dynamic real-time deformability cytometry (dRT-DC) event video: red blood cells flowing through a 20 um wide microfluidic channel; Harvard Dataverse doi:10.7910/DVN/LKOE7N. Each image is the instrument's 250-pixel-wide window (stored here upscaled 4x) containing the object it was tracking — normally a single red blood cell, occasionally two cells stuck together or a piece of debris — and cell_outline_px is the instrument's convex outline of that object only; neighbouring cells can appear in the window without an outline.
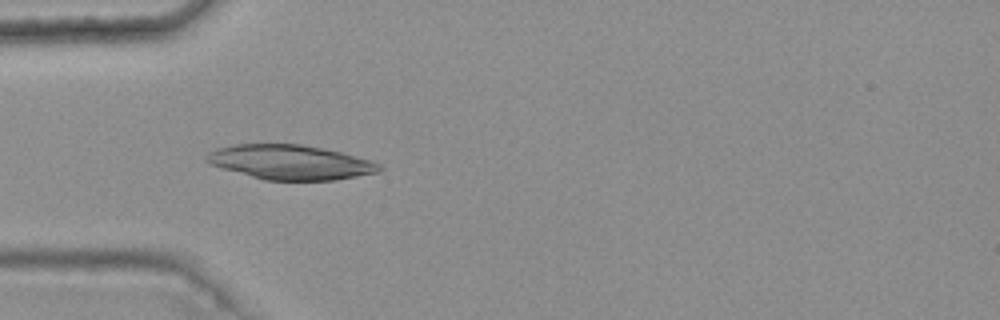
{"species": "common noctule bat (a hibernating species)", "species_latin": "Nyctalus noctula", "temperature_condition": "warm", "stored_images_in_passage": 4, "camera_frame_rate_fps": 3000, "um_per_image_px": 0.085, "animal": {"sex": "female", "body_mass_g": 25.1}, "frame": {"image": 1, "passage_image": 3, "time_ms": 0.667, "image_size_px": [1000, 320], "cell_outline_px": [[384, 168], [380, 172], [336, 180], [264, 180], [220, 168], [208, 164], [204, 160], [204, 156], [208, 152], [216, 148], [236, 144], [300, 144], [340, 152], [368, 160], [380, 164]], "centroid_in_image_um": [24.62, 13.8], "position_along_channel_um": 60.4, "area_um2": 34.91}}
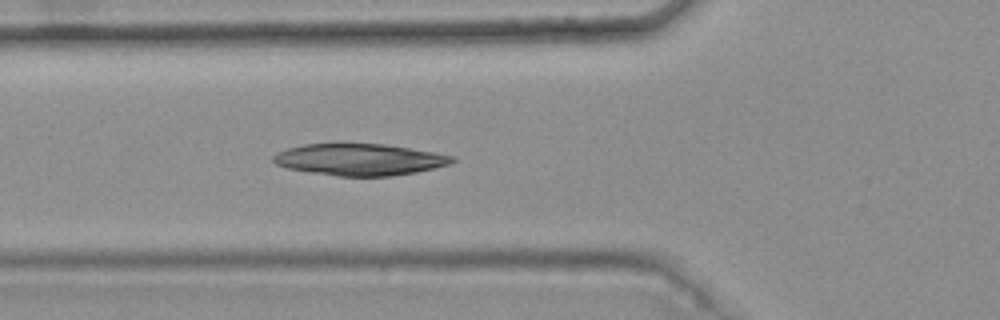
{"frame": {"image": 2, "passage_image": 4, "time_ms": 1.0, "image_size_px": [1000, 320], "cell_outline_px": [[456, 160], [452, 164], [416, 172], [392, 176], [340, 176], [312, 172], [288, 168], [276, 164], [272, 160], [272, 156], [276, 152], [288, 148], [304, 144], [384, 144], [456, 156]], "centroid_in_image_um": [30.58, 13.56], "position_along_channel_um": 95.2, "area_um2": 32.83}}